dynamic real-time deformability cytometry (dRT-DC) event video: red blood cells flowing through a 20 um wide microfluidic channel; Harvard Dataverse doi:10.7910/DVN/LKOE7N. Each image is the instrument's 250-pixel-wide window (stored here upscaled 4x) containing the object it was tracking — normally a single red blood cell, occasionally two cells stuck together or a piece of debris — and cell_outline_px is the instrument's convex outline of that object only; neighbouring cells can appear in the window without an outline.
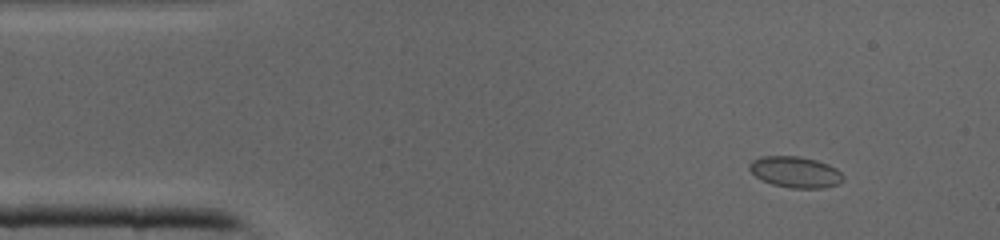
{"species": "common noctule bat (a hibernating species)", "species_latin": "Nyctalus noctula", "temperature_condition": "cold", "stored_images_in_passage": 39, "camera_frame_rate_fps": 3000, "um_per_image_px": 0.085, "animal": {"sex": "male", "body_mass_g": 19.0, "forearm_length_mm": 50.8}, "frame": {"image": 1, "passage_image": 2, "time_ms": 0.333, "image_size_px": [1000, 240], "cell_outline_px": [[844, 176], [836, 184], [820, 188], [792, 188], [772, 184], [756, 176], [748, 168], [748, 164], [752, 160], [760, 156], [800, 156], [816, 160], [828, 164], [836, 168]], "centroid_in_image_um": [67.57, 14.6], "position_along_channel_um": 17.4, "area_um2": 16.82}}
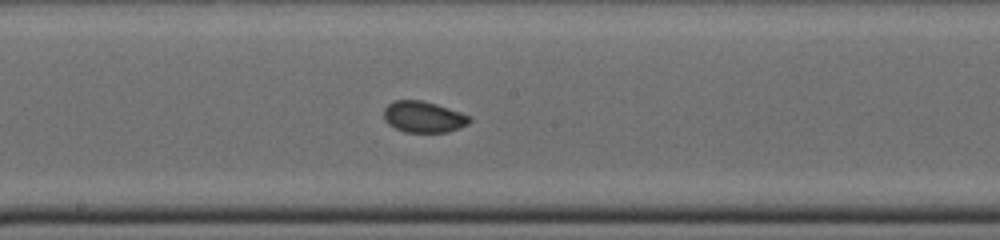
{"frame": {"image": 2, "passage_image": 19, "time_ms": 6.0, "image_size_px": [1000, 240], "cell_outline_px": [[472, 120], [468, 124], [460, 128], [448, 132], [404, 132], [388, 124], [384, 120], [384, 108], [388, 104], [396, 100], [420, 100], [436, 104], [460, 112], [468, 116]], "centroid_in_image_um": [35.99, 9.94], "position_along_channel_um": 212.2, "area_um2": 15.55}}
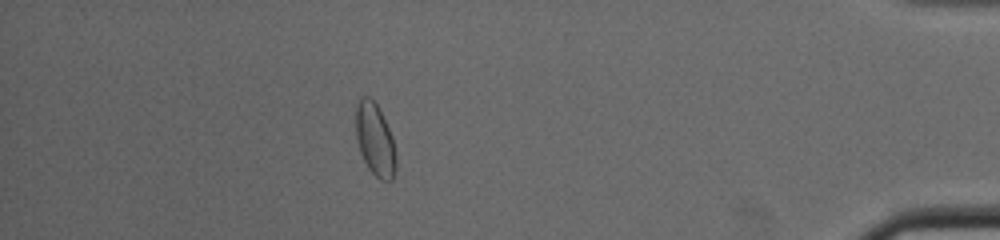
{"frame": {"image": 3, "passage_image": 34, "time_ms": 11.0, "image_size_px": [1000, 240], "cell_outline_px": [[396, 168], [392, 180], [380, 180], [368, 168], [360, 152], [356, 136], [356, 104], [360, 96], [368, 96], [376, 104], [392, 136], [396, 156]], "centroid_in_image_um": [31.87, 11.87], "position_along_channel_um": 403.3, "area_um2": 16.82}}